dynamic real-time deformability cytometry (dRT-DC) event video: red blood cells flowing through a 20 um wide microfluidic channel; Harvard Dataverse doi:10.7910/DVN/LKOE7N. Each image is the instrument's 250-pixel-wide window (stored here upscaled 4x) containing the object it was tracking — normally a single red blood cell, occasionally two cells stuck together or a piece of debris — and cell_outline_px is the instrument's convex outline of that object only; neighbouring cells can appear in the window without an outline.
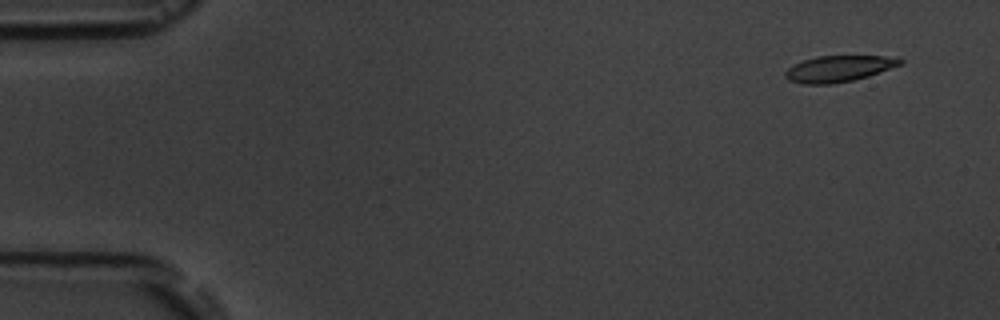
{"species": "common noctule bat (a hibernating species)", "species_latin": "Nyctalus noctula", "temperature_condition": "room temperature", "stored_images_in_passage": 2, "camera_frame_rate_fps": 3000, "um_per_image_px": 0.085, "animal": {"sex": "male", "body_mass_g": 19.5, "forearm_length_mm": 54.6}, "frame": {"image": 1, "passage_image": 1, "time_ms": 0.0, "image_size_px": [1000, 320], "cell_outline_px": [[904, 64], [868, 76], [852, 80], [832, 84], [800, 84], [788, 80], [784, 76], [784, 72], [792, 64], [816, 56], [884, 56], [904, 60]], "centroid_in_image_um": [71.25, 5.84], "position_along_channel_um": 13.7, "area_um2": 17.63}}